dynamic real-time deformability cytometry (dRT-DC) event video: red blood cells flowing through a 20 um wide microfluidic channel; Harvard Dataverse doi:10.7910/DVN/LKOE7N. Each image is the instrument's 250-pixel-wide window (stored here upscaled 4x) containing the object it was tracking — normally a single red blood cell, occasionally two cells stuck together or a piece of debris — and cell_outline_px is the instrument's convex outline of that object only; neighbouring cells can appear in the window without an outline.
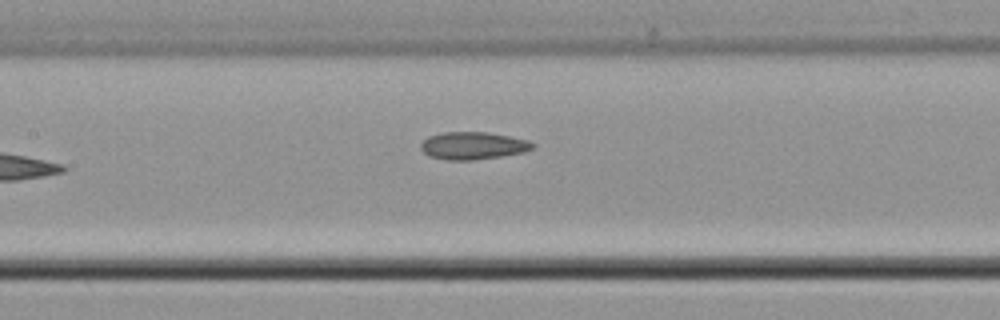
{"species": "common noctule bat (a hibernating species)", "species_latin": "Nyctalus noctula", "temperature_condition": "cold", "stored_images_in_passage": 5, "camera_frame_rate_fps": 3000, "um_per_image_px": 0.085, "animal": {"sex": "male", "body_mass_g": 21.5, "forearm_length_mm": 52.0}, "frame": {"image": 1, "passage_image": 5, "time_ms": 6.0, "image_size_px": [1000, 320], "cell_outline_px": [[536, 144], [532, 148], [524, 152], [500, 156], [472, 160], [444, 160], [428, 156], [420, 148], [420, 144], [428, 136], [440, 132], [488, 132], [528, 140]], "centroid_in_image_um": [40.16, 12.38], "position_along_channel_um": 167.2, "area_um2": 17.98}}